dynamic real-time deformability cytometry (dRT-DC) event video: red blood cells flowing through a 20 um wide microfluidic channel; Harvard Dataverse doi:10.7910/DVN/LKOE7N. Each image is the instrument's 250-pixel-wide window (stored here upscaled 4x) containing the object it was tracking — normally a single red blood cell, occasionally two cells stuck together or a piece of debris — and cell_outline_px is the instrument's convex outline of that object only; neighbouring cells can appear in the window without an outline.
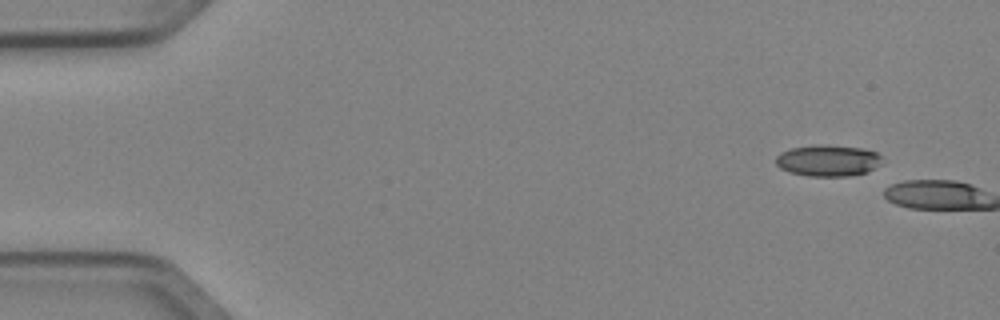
{"species": "Egyptian fruit bat (a non-hibernating species)", "species_latin": "Rousettus aegyptiacus", "temperature_condition": "cold", "stored_images_in_passage": 2, "camera_frame_rate_fps": 3000, "um_per_image_px": 0.085, "animal": {"sex": "female"}, "frame": {"image": 1, "passage_image": 1, "time_ms": 0.0, "image_size_px": [1000, 320], "cell_outline_px": [[880, 164], [868, 172], [852, 176], [808, 176], [788, 172], [780, 168], [776, 164], [776, 156], [780, 152], [792, 148], [816, 144], [828, 144], [860, 148], [876, 152], [880, 156]], "centroid_in_image_um": [70.35, 13.65], "position_along_channel_um": 14.7, "area_um2": 19.59}}